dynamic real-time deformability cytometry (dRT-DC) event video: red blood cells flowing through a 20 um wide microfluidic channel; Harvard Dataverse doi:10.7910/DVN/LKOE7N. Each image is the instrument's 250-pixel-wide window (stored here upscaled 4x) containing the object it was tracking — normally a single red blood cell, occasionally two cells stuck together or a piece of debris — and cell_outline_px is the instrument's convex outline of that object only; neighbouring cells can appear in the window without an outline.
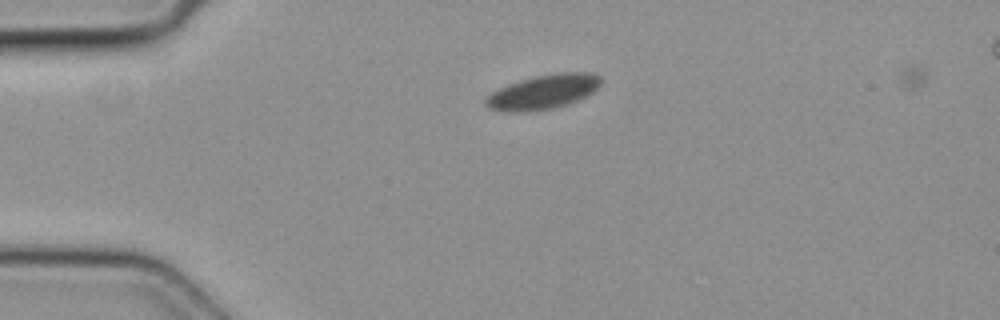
{"species": "common noctule bat (a hibernating species)", "species_latin": "Nyctalus noctula", "temperature_condition": "cold", "stored_images_in_passage": 3, "camera_frame_rate_fps": 3000, "um_per_image_px": 0.085, "animal": {"sex": "female", "body_mass_g": 19.3, "forearm_length_mm": 54.1}, "frame": {"image": 1, "passage_image": 1, "time_ms": 0.0, "image_size_px": [1000, 320], "cell_outline_px": [[600, 84], [592, 92], [576, 100], [552, 108], [532, 112], [504, 112], [488, 108], [484, 104], [484, 100], [492, 92], [508, 84], [520, 80], [536, 76], [560, 72], [596, 72], [600, 76]], "centroid_in_image_um": [46.14, 7.81], "position_along_channel_um": 38.9, "area_um2": 23.0}}